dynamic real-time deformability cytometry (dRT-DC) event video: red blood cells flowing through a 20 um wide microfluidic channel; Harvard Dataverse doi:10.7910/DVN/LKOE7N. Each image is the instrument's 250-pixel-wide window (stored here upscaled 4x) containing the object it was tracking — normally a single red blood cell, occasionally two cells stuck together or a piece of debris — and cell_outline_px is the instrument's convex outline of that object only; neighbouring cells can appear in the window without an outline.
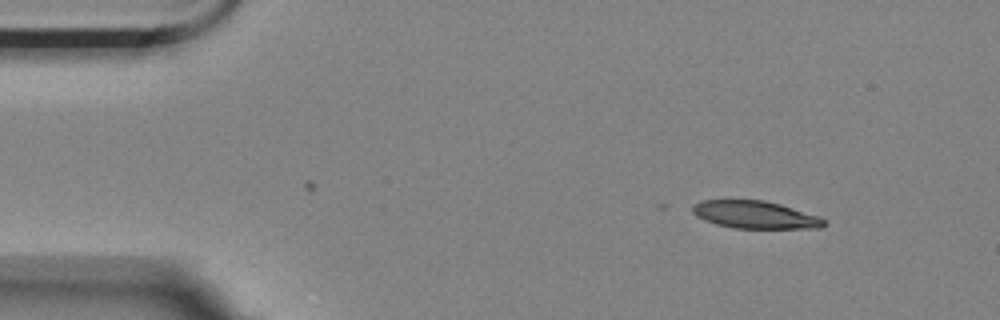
{"species": "Egyptian fruit bat (a non-hibernating species)", "species_latin": "Rousettus aegyptiacus", "temperature_condition": "room temperature", "stored_images_in_passage": 12, "camera_frame_rate_fps": 3000, "um_per_image_px": 0.085, "animal": {"sex": "female"}, "frame": {"image": 1, "passage_image": 1, "time_ms": 0.0, "image_size_px": [1000, 320], "cell_outline_px": [[824, 224], [820, 228], [732, 228], [716, 224], [704, 220], [696, 216], [692, 212], [692, 204], [700, 200], [764, 200], [780, 204], [820, 216], [824, 220]], "centroid_in_image_um": [64.14, 18.25], "position_along_channel_um": 20.9, "area_um2": 21.15}}
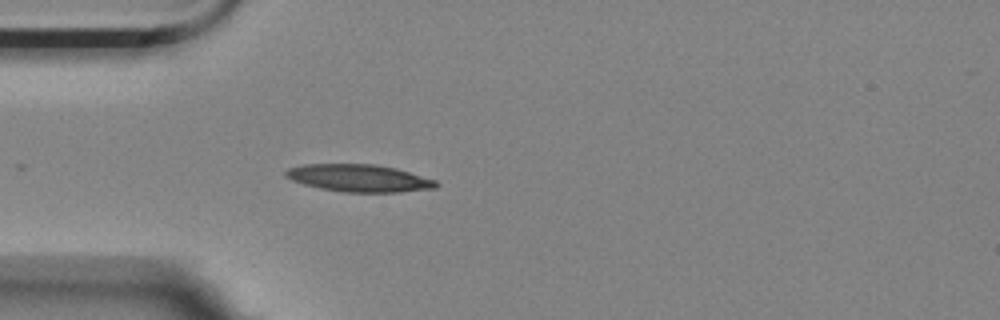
{"frame": {"image": 2, "passage_image": 10, "time_ms": 3.0, "image_size_px": [1000, 320], "cell_outline_px": [[440, 184], [436, 188], [400, 192], [344, 192], [320, 188], [304, 184], [292, 180], [284, 176], [284, 172], [288, 168], [304, 164], [376, 164], [396, 168], [436, 180]], "centroid_in_image_um": [30.53, 15.14], "position_along_channel_um": 54.5, "area_um2": 24.04}}